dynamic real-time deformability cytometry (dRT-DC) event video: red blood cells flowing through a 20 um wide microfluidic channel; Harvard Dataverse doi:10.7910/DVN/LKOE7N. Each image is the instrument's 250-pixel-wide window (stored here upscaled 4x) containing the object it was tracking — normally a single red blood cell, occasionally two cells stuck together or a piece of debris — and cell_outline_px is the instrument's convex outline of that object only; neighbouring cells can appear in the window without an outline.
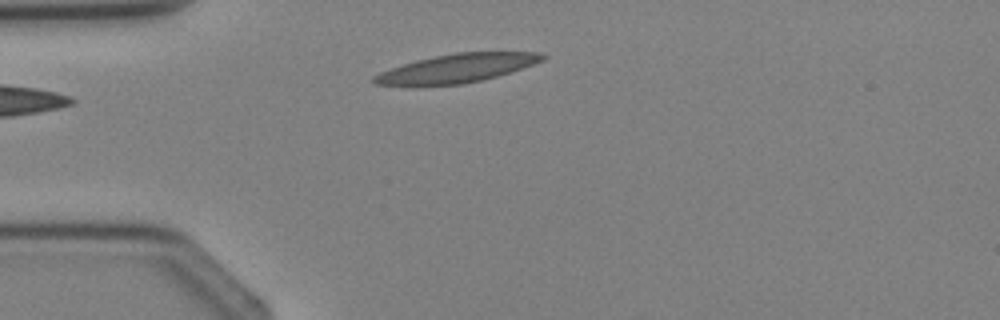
{"species": "Egyptian fruit bat (a non-hibernating species)", "species_latin": "Rousettus aegyptiacus", "temperature_condition": "cold", "stored_images_in_passage": 1, "camera_frame_rate_fps": 3000, "um_per_image_px": 0.085, "animal": {"sex": "female"}, "frame": {"image": 1, "passage_image": 1, "time_ms": 0.0, "image_size_px": [1000, 320], "cell_outline_px": [[548, 56], [544, 60], [496, 76], [480, 80], [460, 84], [376, 84], [368, 80], [372, 76], [380, 72], [416, 60], [456, 52], [540, 52]], "centroid_in_image_um": [38.85, 5.78], "position_along_channel_um": 46.2, "area_um2": 27.28}}